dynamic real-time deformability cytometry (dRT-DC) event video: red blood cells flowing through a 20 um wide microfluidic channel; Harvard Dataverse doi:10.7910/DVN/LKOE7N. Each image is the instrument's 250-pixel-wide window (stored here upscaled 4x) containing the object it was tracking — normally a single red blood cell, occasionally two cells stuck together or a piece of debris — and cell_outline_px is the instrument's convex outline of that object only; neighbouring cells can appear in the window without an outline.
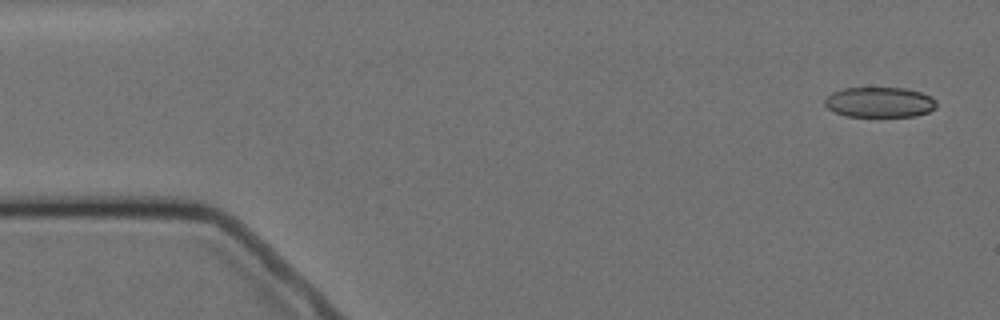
{"species": "Egyptian fruit bat (a non-hibernating species)", "species_latin": "Rousettus aegyptiacus", "temperature_condition": "cold", "stored_images_in_passage": 5, "segment_of_instrument_passage": [1, 2], "camera_frame_rate_fps": 3000, "um_per_image_px": 0.085, "animal": {"sex": "female"}, "frame": {"image": 1, "passage_image": 1, "time_ms": 0.0, "image_size_px": [1000, 320], "cell_outline_px": [[936, 108], [928, 112], [916, 116], [848, 116], [836, 112], [828, 108], [824, 104], [824, 100], [832, 92], [844, 88], [904, 88], [920, 92], [932, 96], [936, 100]], "centroid_in_image_um": [74.79, 8.68], "position_along_channel_um": 10.2, "area_um2": 19.65}}
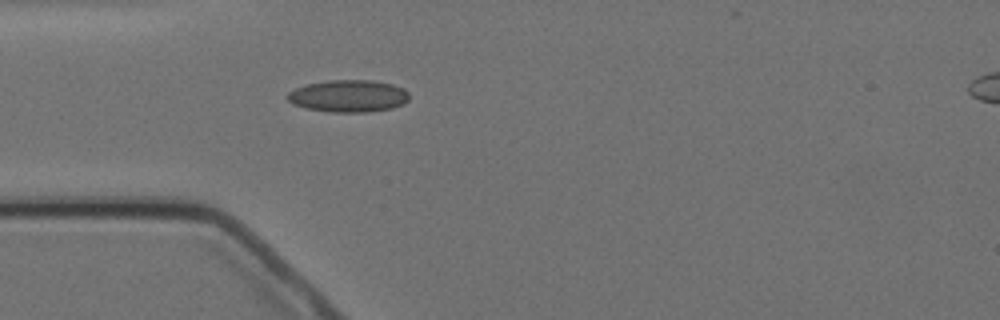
{"frame": {"image": 2, "passage_image": 4, "time_ms": 4.333, "image_size_px": [1000, 320], "cell_outline_px": [[408, 100], [404, 104], [392, 108], [368, 112], [332, 112], [304, 108], [292, 104], [284, 96], [288, 92], [296, 88], [308, 84], [328, 80], [372, 80], [392, 84], [404, 88], [408, 92]], "centroid_in_image_um": [29.61, 8.16], "position_along_channel_um": 55.4, "area_um2": 23.0}}